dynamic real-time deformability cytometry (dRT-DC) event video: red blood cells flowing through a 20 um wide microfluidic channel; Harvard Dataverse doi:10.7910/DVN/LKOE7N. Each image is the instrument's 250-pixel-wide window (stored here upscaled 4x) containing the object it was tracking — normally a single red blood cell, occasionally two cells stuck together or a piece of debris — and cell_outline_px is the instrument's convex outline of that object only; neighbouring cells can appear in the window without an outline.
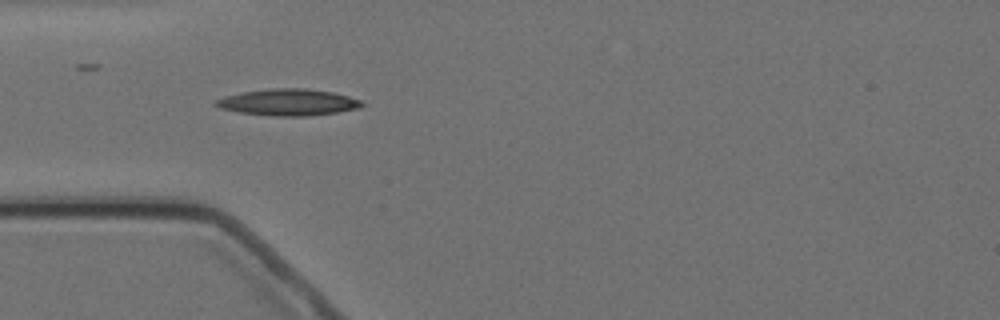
{"species": "Egyptian fruit bat (a non-hibernating species)", "species_latin": "Rousettus aegyptiacus", "temperature_condition": "cold", "stored_images_in_passage": 5, "camera_frame_rate_fps": 3000, "um_per_image_px": 0.085, "animal": {"sex": "female"}, "frame": {"image": 1, "passage_image": 4, "time_ms": 3.667, "image_size_px": [1000, 320], "cell_outline_px": [[364, 104], [360, 108], [336, 112], [308, 116], [272, 116], [240, 112], [220, 108], [212, 104], [216, 100], [224, 96], [240, 92], [268, 88], [304, 88], [332, 92], [364, 100]], "centroid_in_image_um": [24.49, 8.69], "position_along_channel_um": 60.5, "area_um2": 22.77}}
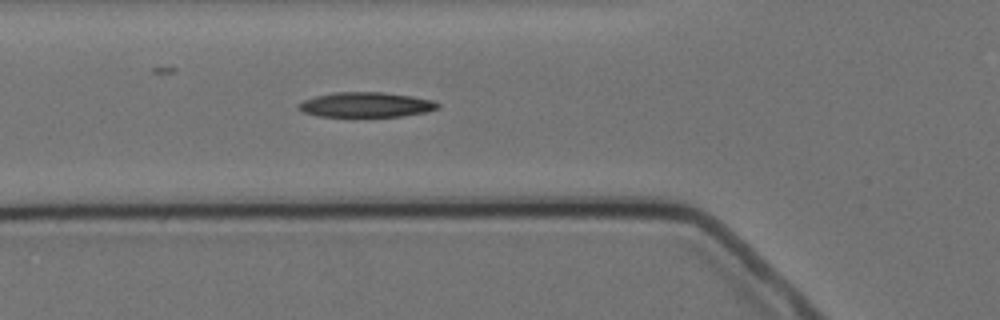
{"frame": {"image": 2, "passage_image": 5, "time_ms": 4.667, "image_size_px": [1000, 320], "cell_outline_px": [[440, 108], [424, 112], [400, 116], [320, 116], [304, 112], [296, 108], [296, 104], [304, 100], [316, 96], [332, 92], [380, 92], [412, 96], [432, 100], [440, 104]], "centroid_in_image_um": [31.08, 8.89], "position_along_channel_um": 94.7, "area_um2": 20.11}}